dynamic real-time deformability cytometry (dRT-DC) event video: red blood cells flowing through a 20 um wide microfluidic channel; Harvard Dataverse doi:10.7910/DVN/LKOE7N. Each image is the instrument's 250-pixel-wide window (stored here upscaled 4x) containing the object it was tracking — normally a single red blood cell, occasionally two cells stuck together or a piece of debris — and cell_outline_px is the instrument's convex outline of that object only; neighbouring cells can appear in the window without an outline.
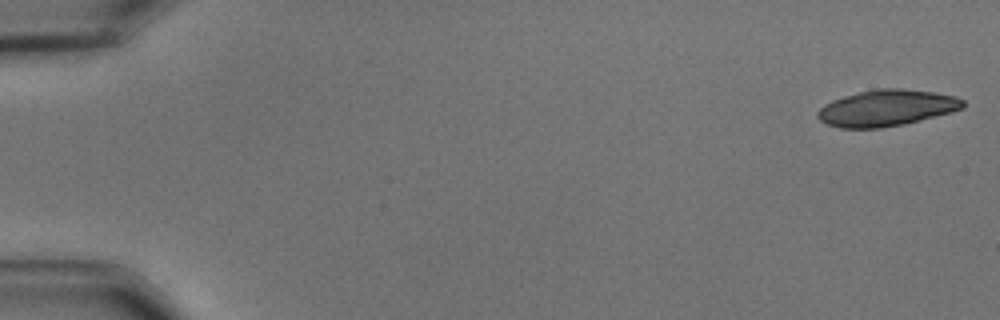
{"species": "common noctule bat (a hibernating species)", "species_latin": "Nyctalus noctula", "temperature_condition": "cold", "stored_images_in_passage": 56, "camera_frame_rate_fps": 3000, "um_per_image_px": 0.085, "animal": {"sex": "male", "body_mass_g": 15.6}, "frame": {"image": 1, "passage_image": 1, "time_ms": 0.0, "image_size_px": [1000, 320], "cell_outline_px": [[964, 108], [952, 112], [904, 124], [880, 128], [840, 128], [828, 124], [820, 120], [816, 116], [816, 112], [824, 104], [832, 100], [844, 96], [876, 88], [904, 88], [932, 92], [956, 96], [964, 100]], "centroid_in_image_um": [75.36, 9.17], "position_along_channel_um": 9.6, "area_um2": 30.81}}